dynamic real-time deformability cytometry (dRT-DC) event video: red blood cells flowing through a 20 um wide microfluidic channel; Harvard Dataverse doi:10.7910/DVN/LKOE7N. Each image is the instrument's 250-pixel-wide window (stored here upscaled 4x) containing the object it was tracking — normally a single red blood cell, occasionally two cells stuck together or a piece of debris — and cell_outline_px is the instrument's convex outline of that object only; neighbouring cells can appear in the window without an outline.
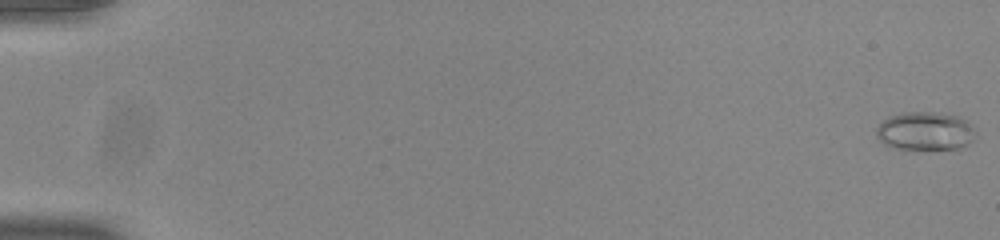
{"species": "common noctule bat (a hibernating species)", "species_latin": "Nyctalus noctula", "temperature_condition": "room temperature", "stored_images_in_passage": 55, "camera_frame_rate_fps": 3000, "um_per_image_px": 0.085, "animal": {"sex": "male", "body_mass_g": 20.0, "forearm_length_mm": 53.3}, "frame": {"image": 1, "passage_image": 1, "time_ms": 0.0, "image_size_px": [1000, 240], "cell_outline_px": [[976, 136], [968, 144], [960, 148], [892, 148], [884, 144], [876, 136], [876, 128], [888, 116], [900, 112], [936, 112], [960, 116], [968, 120], [972, 124], [976, 132]], "centroid_in_image_um": [78.66, 11.11], "position_along_channel_um": 6.3, "area_um2": 22.37}}
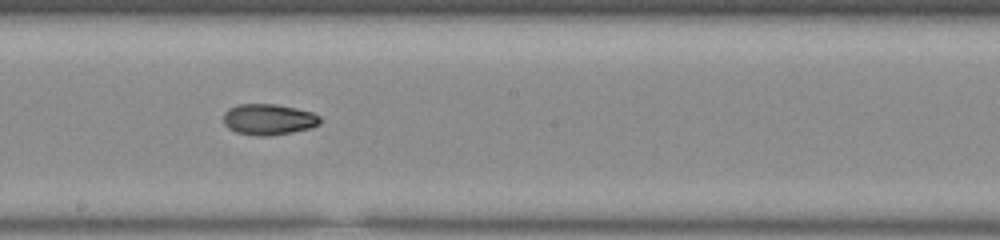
{"frame": {"image": 2, "passage_image": 32, "time_ms": 10.333, "image_size_px": [1000, 240], "cell_outline_px": [[320, 124], [312, 128], [292, 132], [268, 136], [256, 136], [236, 132], [228, 128], [224, 124], [224, 112], [228, 108], [240, 104], [276, 104], [296, 108], [312, 112], [320, 116]], "centroid_in_image_um": [22.83, 10.15], "position_along_channel_um": 225.4, "area_um2": 17.57}}
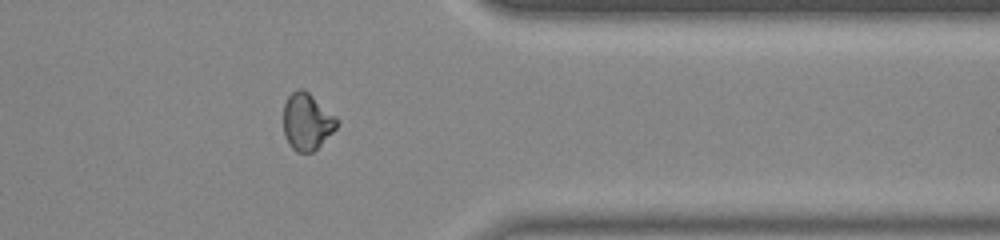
{"frame": {"image": 3, "passage_image": 45, "time_ms": 14.667, "image_size_px": [1000, 240], "cell_outline_px": [[340, 124], [312, 152], [296, 152], [288, 144], [284, 136], [284, 104], [288, 96], [296, 88], [304, 88], [336, 116], [340, 120]], "centroid_in_image_um": [26.09, 10.31], "position_along_channel_um": 385.3, "area_um2": 17.8}, "authors_computed_cell_mechanics": {"area_um2": 17.9758, "velocity_mm_per_s": 3.8873, "shape_relaxation_time_tau1_ms": null, "shape_relaxation_time_tau2_ms": 3.2481, "deformation_change_tau1": null, "deformation_change_tau2": 0.0672}}